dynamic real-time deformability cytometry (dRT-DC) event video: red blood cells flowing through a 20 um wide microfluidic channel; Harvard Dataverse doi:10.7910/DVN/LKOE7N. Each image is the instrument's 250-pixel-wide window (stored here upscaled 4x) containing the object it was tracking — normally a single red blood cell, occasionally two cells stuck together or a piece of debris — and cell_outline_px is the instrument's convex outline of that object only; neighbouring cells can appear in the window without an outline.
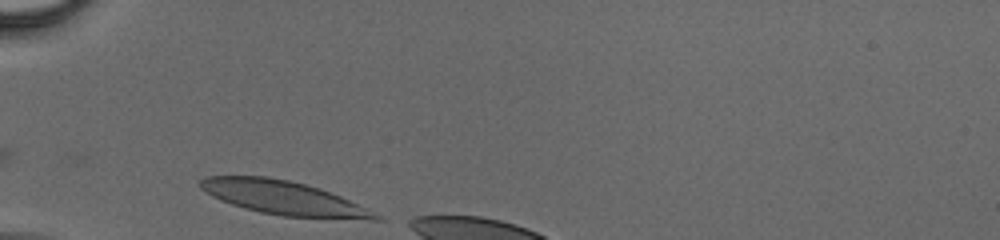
{"species": "human", "species_latin": "Homo sapiens", "temperature_condition": "cold", "stored_images_in_passage": 5, "camera_frame_rate_fps": 3000, "um_per_image_px": 0.085, "donor": {"sex": "male"}, "frame": {"image": 1, "passage_image": 1, "time_ms": 0.0, "image_size_px": [1000, 240], "cell_outline_px": [[388, 220], [368, 220], [284, 216], [260, 212], [244, 208], [232, 204], [212, 196], [200, 188], [196, 184], [204, 176], [268, 176], [288, 180], [320, 188], [340, 196], [384, 216]], "centroid_in_image_um": [24.13, 16.82], "position_along_channel_um": 60.9, "area_um2": 34.68}}
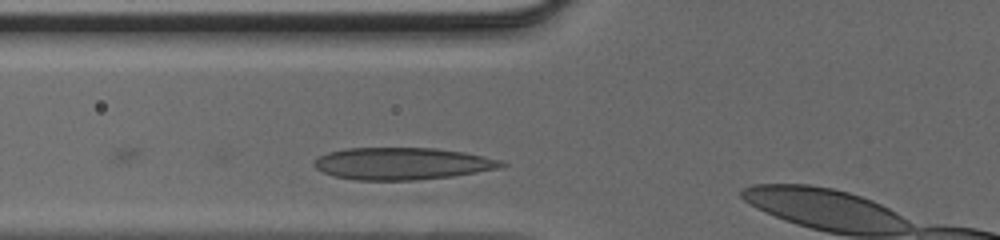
{"frame": {"image": 2, "passage_image": 4, "time_ms": 1.0, "image_size_px": [1000, 240], "cell_outline_px": [[508, 164], [496, 168], [476, 172], [452, 176], [412, 180], [356, 180], [336, 176], [324, 172], [316, 168], [312, 164], [320, 156], [328, 152], [344, 148], [436, 148], [464, 152], [484, 156], [500, 160]], "centroid_in_image_um": [34.17, 13.9], "position_along_channel_um": 91.6, "area_um2": 34.74}}